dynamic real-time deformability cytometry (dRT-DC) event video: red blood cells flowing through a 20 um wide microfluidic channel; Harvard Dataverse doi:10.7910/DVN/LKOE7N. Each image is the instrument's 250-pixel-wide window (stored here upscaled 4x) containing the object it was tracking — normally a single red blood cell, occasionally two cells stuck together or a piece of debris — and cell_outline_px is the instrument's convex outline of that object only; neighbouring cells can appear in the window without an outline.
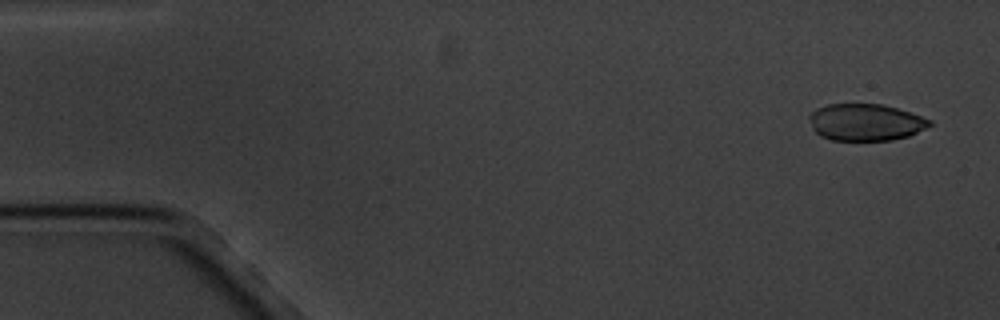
{"species": "common noctule bat (a hibernating species)", "species_latin": "Nyctalus noctula", "temperature_condition": "cold", "stored_images_in_passage": 4, "camera_frame_rate_fps": 3000, "um_per_image_px": 0.085, "animal": {"sex": "male", "body_mass_g": 20.1, "forearm_length_mm": 53.5}, "frame": {"image": 1, "passage_image": 1, "time_ms": 0.0, "image_size_px": [1000, 320], "cell_outline_px": [[932, 124], [908, 136], [892, 140], [832, 140], [820, 136], [812, 128], [808, 116], [816, 108], [828, 104], [880, 104], [896, 108], [932, 120]], "centroid_in_image_um": [73.53, 10.39], "position_along_channel_um": 11.5, "area_um2": 25.66}}
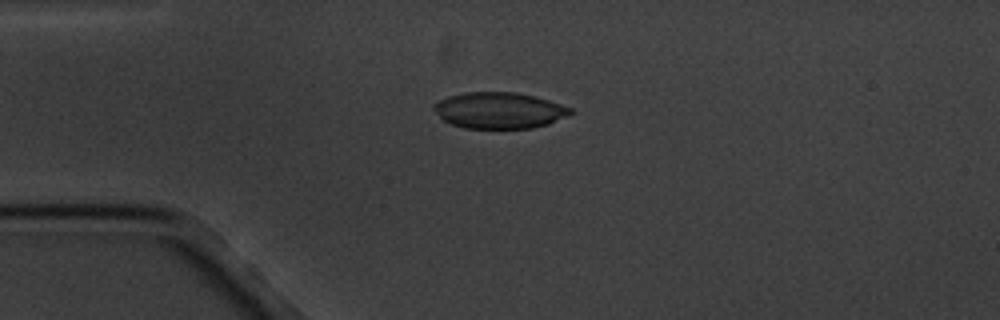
{"frame": {"image": 2, "passage_image": 4, "time_ms": 3.667, "image_size_px": [1000, 320], "cell_outline_px": [[576, 112], [568, 116], [548, 124], [532, 128], [464, 128], [452, 124], [444, 120], [432, 108], [432, 104], [448, 96], [464, 92], [516, 92], [548, 100], [572, 108]], "centroid_in_image_um": [42.45, 9.38], "position_along_channel_um": 42.6, "area_um2": 28.84}}